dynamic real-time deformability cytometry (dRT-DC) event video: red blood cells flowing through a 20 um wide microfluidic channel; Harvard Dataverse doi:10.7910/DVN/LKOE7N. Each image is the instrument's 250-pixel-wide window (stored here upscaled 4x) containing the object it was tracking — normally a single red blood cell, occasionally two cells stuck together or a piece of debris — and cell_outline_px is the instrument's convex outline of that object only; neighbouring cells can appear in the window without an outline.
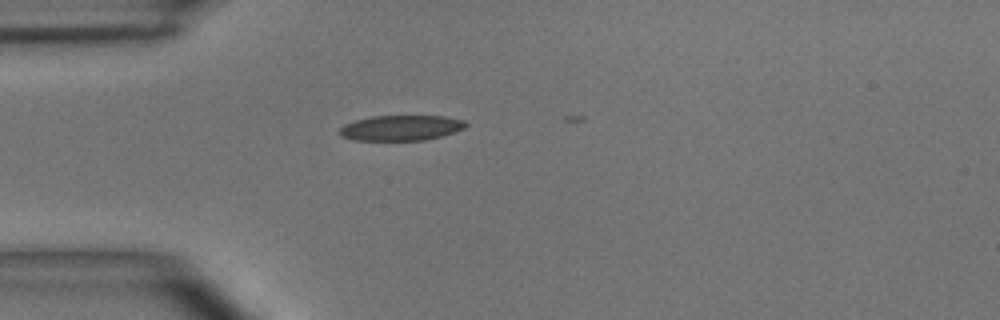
{"species": "common noctule bat (a hibernating species)", "species_latin": "Nyctalus noctula", "temperature_condition": "room temperature", "stored_images_in_passage": 4, "camera_frame_rate_fps": 3000, "um_per_image_px": 0.085, "animal": {"sex": "male", "body_mass_g": 15.6}, "frame": {"image": 1, "passage_image": 1, "time_ms": 0.0, "image_size_px": [1000, 320], "cell_outline_px": [[468, 124], [464, 128], [440, 136], [424, 140], [352, 140], [340, 136], [340, 128], [344, 124], [356, 120], [372, 116], [444, 116], [464, 120]], "centroid_in_image_um": [34.06, 10.87], "position_along_channel_um": 50.9, "area_um2": 18.5}}